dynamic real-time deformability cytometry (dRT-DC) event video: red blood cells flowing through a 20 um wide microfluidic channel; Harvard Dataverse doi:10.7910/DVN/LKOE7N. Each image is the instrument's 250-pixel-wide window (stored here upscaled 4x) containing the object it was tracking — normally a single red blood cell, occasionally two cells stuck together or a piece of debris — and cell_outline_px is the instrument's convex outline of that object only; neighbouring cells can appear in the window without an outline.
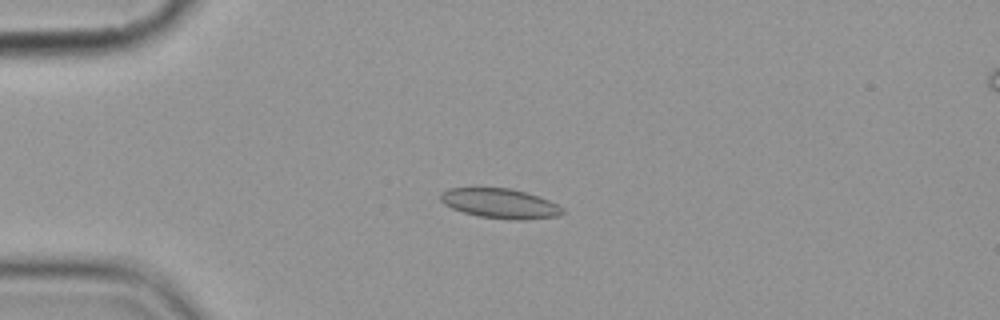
{"species": "common noctule bat (a hibernating species)", "species_latin": "Nyctalus noctula", "temperature_condition": "cold", "stored_images_in_passage": 6, "camera_frame_rate_fps": 3000, "um_per_image_px": 0.085, "animal": {"sex": "female", "body_mass_g": 19.9}, "frame": {"image": 1, "passage_image": 5, "time_ms": 4.667, "image_size_px": [1000, 320], "cell_outline_px": [[564, 212], [560, 216], [524, 220], [508, 220], [480, 216], [464, 212], [452, 208], [444, 204], [440, 200], [440, 192], [452, 188], [508, 188], [524, 192], [548, 200], [564, 208]], "centroid_in_image_um": [42.51, 17.31], "position_along_channel_um": 42.5, "area_um2": 21.04}}